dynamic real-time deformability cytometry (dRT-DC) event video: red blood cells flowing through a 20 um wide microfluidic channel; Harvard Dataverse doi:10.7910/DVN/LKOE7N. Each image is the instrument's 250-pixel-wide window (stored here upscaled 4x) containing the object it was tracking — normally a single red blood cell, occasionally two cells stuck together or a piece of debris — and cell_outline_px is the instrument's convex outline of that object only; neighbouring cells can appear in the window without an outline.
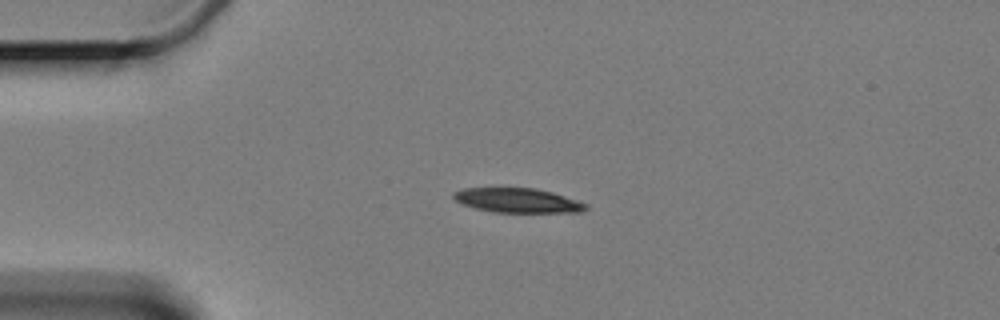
{"species": "Egyptian fruit bat (a non-hibernating species)", "species_latin": "Rousettus aegyptiacus", "temperature_condition": "cold", "stored_images_in_passage": 2, "camera_frame_rate_fps": 3000, "um_per_image_px": 0.085, "animal": {"sex": "female"}, "frame": {"image": 1, "passage_image": 1, "time_ms": 0.0, "image_size_px": [1000, 320], "cell_outline_px": [[588, 208], [580, 212], [492, 212], [476, 208], [464, 204], [456, 200], [452, 196], [452, 192], [464, 188], [532, 188], [552, 192], [588, 204]], "centroid_in_image_um": [43.99, 17.03], "position_along_channel_um": 41.0, "area_um2": 18.67}}